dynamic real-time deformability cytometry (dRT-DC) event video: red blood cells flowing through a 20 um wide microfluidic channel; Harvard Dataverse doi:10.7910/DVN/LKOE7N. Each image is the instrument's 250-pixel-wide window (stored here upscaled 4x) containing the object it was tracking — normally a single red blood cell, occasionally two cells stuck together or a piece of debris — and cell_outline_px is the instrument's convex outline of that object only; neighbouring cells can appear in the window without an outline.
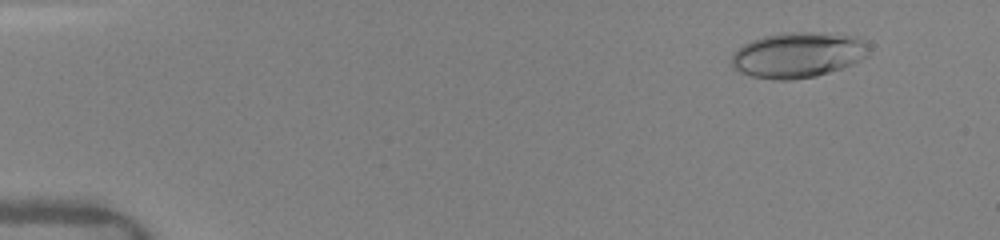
{"species": "human", "species_latin": "Homo sapiens", "temperature_condition": "warm", "stored_images_in_passage": 57, "camera_frame_rate_fps": 3000, "um_per_image_px": 0.085, "donor": {"sex": "female"}, "frame": {"image": 1, "passage_image": 8, "time_ms": 1.333, "image_size_px": [1000, 240], "cell_outline_px": [[872, 52], [868, 56], [852, 64], [816, 76], [792, 80], [772, 80], [752, 76], [740, 72], [732, 68], [732, 56], [744, 44], [752, 40], [764, 36], [780, 32], [812, 32], [856, 36], [864, 40]], "centroid_in_image_um": [67.85, 4.67], "position_along_channel_um": 17.1, "area_um2": 36.47}}
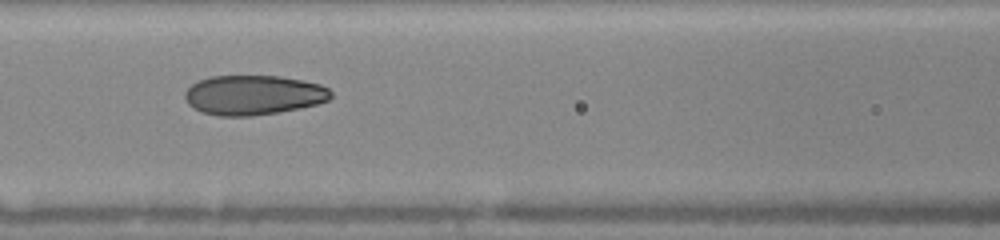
{"frame": {"image": 2, "passage_image": 32, "time_ms": 7.333, "image_size_px": [1000, 240], "cell_outline_px": [[332, 96], [328, 100], [316, 104], [300, 108], [252, 116], [220, 116], [200, 112], [188, 104], [184, 96], [184, 92], [192, 84], [200, 80], [212, 76], [280, 76], [304, 80], [320, 84], [328, 88], [332, 92]], "centroid_in_image_um": [21.54, 8.08], "position_along_channel_um": 145.1, "area_um2": 33.81}}
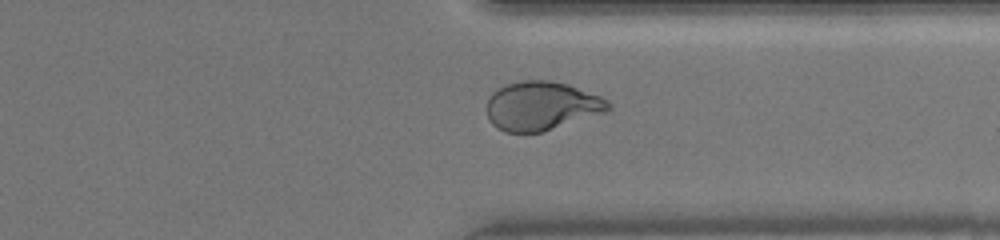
{"frame": {"image": 3, "passage_image": 46, "time_ms": 12.667, "image_size_px": [1000, 240], "cell_outline_px": [[612, 108], [608, 112], [544, 132], [504, 132], [496, 128], [488, 120], [488, 96], [492, 92], [508, 84], [524, 80], [552, 80], [568, 84], [600, 96], [608, 100], [612, 104]], "centroid_in_image_um": [46.07, 9.01], "position_along_channel_um": 365.3, "area_um2": 34.97}, "authors_computed_cell_mechanics": {"area_um2": 34.5644, "velocity_mm_per_s": 4.1372, "shape_relaxation_time_tau1_ms": 6.5989, "shape_relaxation_time_tau2_ms": 0.9142, "deformation_change_tau1": 0.2286, "deformation_change_tau2": 0.062}}